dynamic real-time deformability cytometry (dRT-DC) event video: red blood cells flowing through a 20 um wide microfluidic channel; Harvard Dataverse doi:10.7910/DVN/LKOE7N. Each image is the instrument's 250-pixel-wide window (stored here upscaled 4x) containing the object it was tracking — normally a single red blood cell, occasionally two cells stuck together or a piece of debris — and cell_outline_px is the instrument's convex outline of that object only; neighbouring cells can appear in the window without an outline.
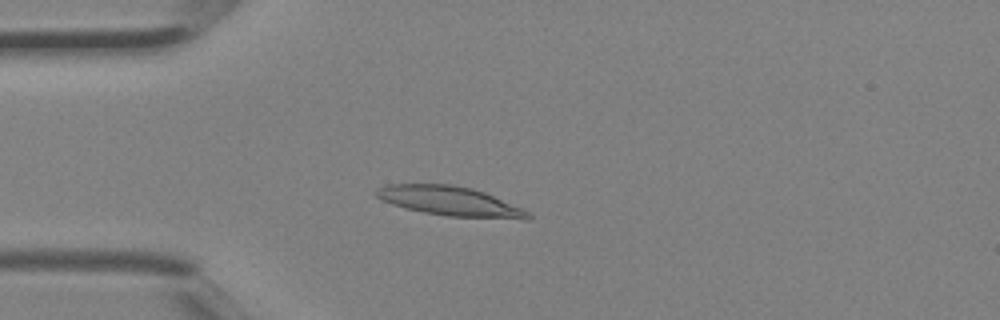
{"species": "Egyptian fruit bat (a non-hibernating species)", "species_latin": "Rousettus aegyptiacus", "temperature_condition": "room temperature", "stored_images_in_passage": 2, "camera_frame_rate_fps": 3000, "um_per_image_px": 0.085, "animal": {"sex": "female"}, "frame": {"image": 1, "passage_image": 2, "time_ms": 0.333, "image_size_px": [1000, 320], "cell_outline_px": [[532, 220], [524, 220], [448, 216], [424, 212], [392, 204], [380, 200], [372, 192], [376, 188], [388, 184], [452, 184], [472, 188], [484, 192], [524, 208], [532, 216]], "centroid_in_image_um": [38.29, 17.1], "position_along_channel_um": 46.7, "area_um2": 26.36}}